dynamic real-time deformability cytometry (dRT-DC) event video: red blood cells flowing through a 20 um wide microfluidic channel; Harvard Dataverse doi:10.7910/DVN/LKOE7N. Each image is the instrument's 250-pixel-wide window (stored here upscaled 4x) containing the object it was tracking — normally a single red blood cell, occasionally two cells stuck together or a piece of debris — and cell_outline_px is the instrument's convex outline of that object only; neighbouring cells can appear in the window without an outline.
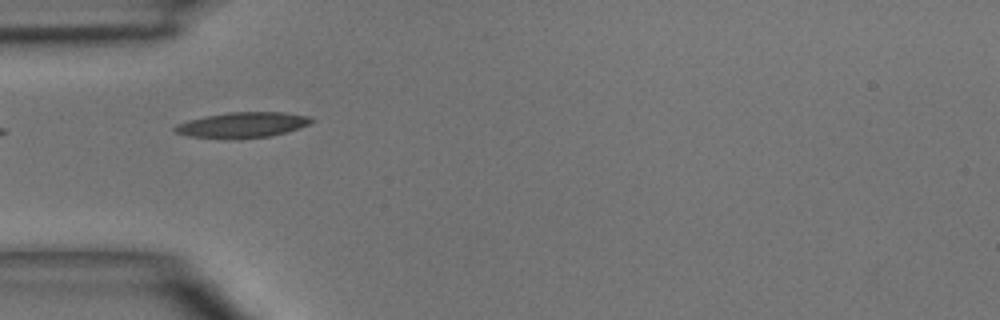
{"species": "common noctule bat (a hibernating species)", "species_latin": "Nyctalus noctula", "temperature_condition": "room temperature", "stored_images_in_passage": 1, "camera_frame_rate_fps": 3000, "um_per_image_px": 0.085, "animal": {"sex": "male", "body_mass_g": 15.6}, "frame": {"image": 1, "passage_image": 1, "time_ms": 0.0, "image_size_px": [1000, 320], "cell_outline_px": [[316, 120], [300, 128], [272, 136], [240, 140], [228, 140], [188, 136], [176, 132], [172, 128], [176, 124], [188, 120], [228, 112], [280, 112], [308, 116]], "centroid_in_image_um": [20.59, 10.65], "position_along_channel_um": 64.4, "area_um2": 20.63}}